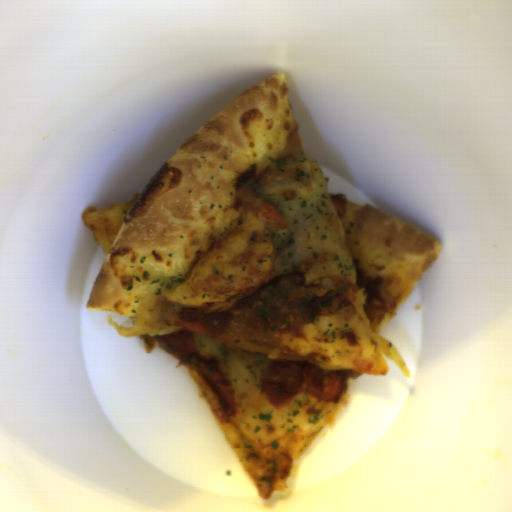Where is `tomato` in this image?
I'll return each mask as SVG.
<instances>
[{
  "instance_id": "512abeb7",
  "label": "tomato",
  "mask_w": 512,
  "mask_h": 512,
  "mask_svg": "<svg viewBox=\"0 0 512 512\" xmlns=\"http://www.w3.org/2000/svg\"><path fill=\"white\" fill-rule=\"evenodd\" d=\"M345 370H323L310 361H273L260 384L269 404L285 405L301 391L316 399L339 402L345 389Z\"/></svg>"
},
{
  "instance_id": "da07e99c",
  "label": "tomato",
  "mask_w": 512,
  "mask_h": 512,
  "mask_svg": "<svg viewBox=\"0 0 512 512\" xmlns=\"http://www.w3.org/2000/svg\"><path fill=\"white\" fill-rule=\"evenodd\" d=\"M172 333L153 336V343L184 364L194 366L198 374L209 384L225 413L230 417L236 413L237 405L230 382L221 371L217 360L203 358L194 347L195 335L217 338L211 331L196 321L182 320Z\"/></svg>"
}]
</instances>
